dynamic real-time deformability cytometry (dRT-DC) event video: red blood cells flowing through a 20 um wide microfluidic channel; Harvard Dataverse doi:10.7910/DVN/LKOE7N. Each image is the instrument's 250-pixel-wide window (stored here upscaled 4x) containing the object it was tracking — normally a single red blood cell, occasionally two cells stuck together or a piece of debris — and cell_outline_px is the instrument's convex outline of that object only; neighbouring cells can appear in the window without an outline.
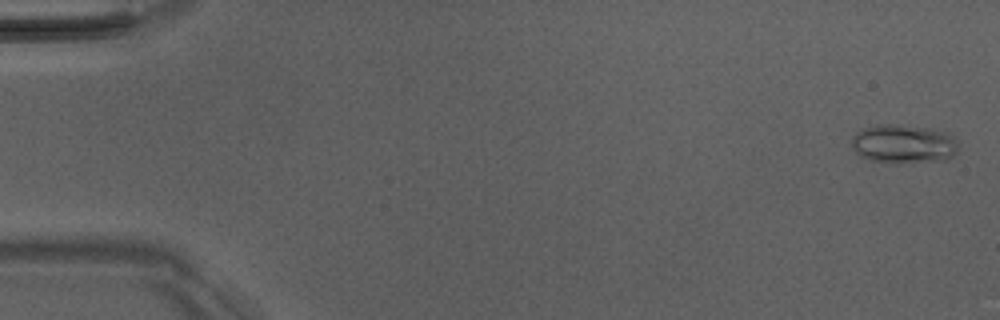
{"species": "Egyptian fruit bat (a non-hibernating species)", "species_latin": "Rousettus aegyptiacus", "temperature_condition": "room temperature", "stored_images_in_passage": 5, "camera_frame_rate_fps": 3000, "um_per_image_px": 0.085, "animal": {"sex": "male"}, "frame": {"image": 1, "passage_image": 1, "time_ms": 0.0, "image_size_px": [1000, 320], "cell_outline_px": [[956, 152], [948, 160], [896, 164], [872, 160], [860, 156], [852, 148], [852, 136], [856, 132], [864, 128], [876, 124], [892, 124], [928, 128], [948, 132], [956, 140]], "centroid_in_image_um": [76.79, 12.24], "position_along_channel_um": 8.2, "area_um2": 24.39}}